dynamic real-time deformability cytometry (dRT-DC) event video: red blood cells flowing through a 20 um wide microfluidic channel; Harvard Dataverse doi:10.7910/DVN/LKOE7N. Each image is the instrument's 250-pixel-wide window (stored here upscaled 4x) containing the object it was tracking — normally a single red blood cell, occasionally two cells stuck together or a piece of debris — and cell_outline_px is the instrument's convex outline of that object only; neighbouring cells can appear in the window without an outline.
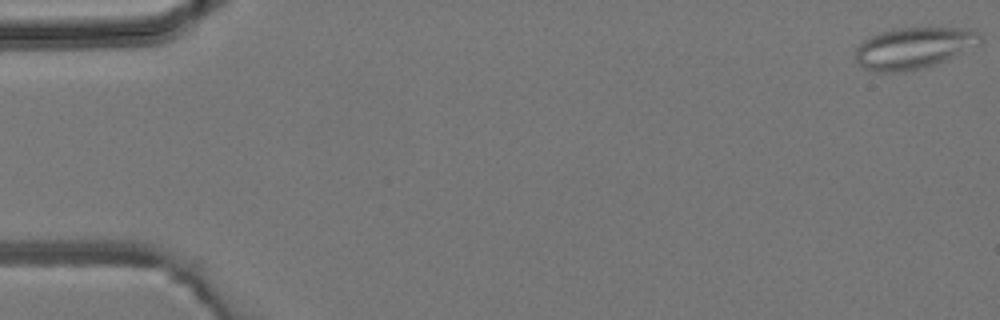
{"species": "common noctule bat (a hibernating species)", "species_latin": "Nyctalus noctula", "temperature_condition": "room temperature", "stored_images_in_passage": 45, "camera_frame_rate_fps": 3000, "um_per_image_px": 0.085, "animal": {"sex": "male", "body_mass_g": 19.2, "forearm_length_mm": 51.8}, "frame": {"image": 1, "passage_image": 1, "time_ms": 0.0, "image_size_px": [1000, 320], "cell_outline_px": [[984, 40], [980, 44], [944, 60], [920, 68], [904, 72], [876, 72], [864, 68], [856, 60], [856, 48], [864, 40], [880, 32], [892, 28], [940, 24], [972, 28], [980, 32]], "centroid_in_image_um": [77.76, 3.99], "position_along_channel_um": 7.2, "area_um2": 31.15}}
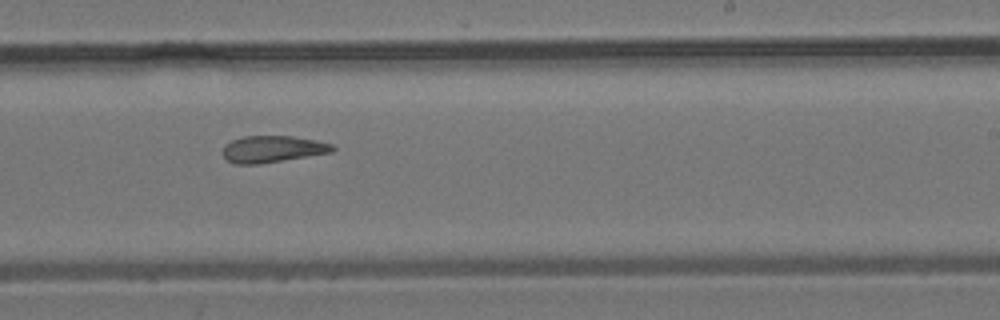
{"frame": {"image": 2, "passage_image": 28, "time_ms": 9.0, "image_size_px": [1000, 320], "cell_outline_px": [[336, 148], [332, 152], [260, 164], [232, 164], [224, 156], [224, 144], [232, 140], [244, 136], [292, 136], [316, 140], [332, 144]], "centroid_in_image_um": [23.16, 12.67], "position_along_channel_um": 265.8, "area_um2": 17.05}}
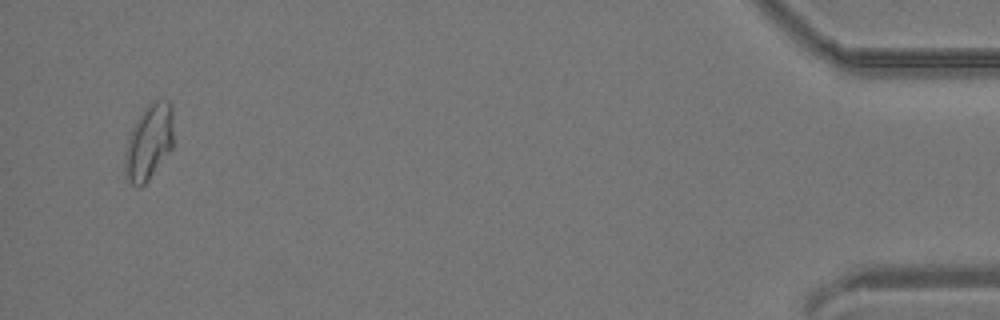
{"frame": {"image": 3, "passage_image": 44, "time_ms": 14.333, "image_size_px": [1000, 320], "cell_outline_px": [[172, 148], [148, 180], [144, 184], [132, 184], [128, 180], [124, 168], [124, 152], [128, 136], [136, 120], [144, 108], [152, 100], [168, 100], [172, 104]], "centroid_in_image_um": [12.64, 12.03], "position_along_channel_um": 422.6, "area_um2": 21.27}}